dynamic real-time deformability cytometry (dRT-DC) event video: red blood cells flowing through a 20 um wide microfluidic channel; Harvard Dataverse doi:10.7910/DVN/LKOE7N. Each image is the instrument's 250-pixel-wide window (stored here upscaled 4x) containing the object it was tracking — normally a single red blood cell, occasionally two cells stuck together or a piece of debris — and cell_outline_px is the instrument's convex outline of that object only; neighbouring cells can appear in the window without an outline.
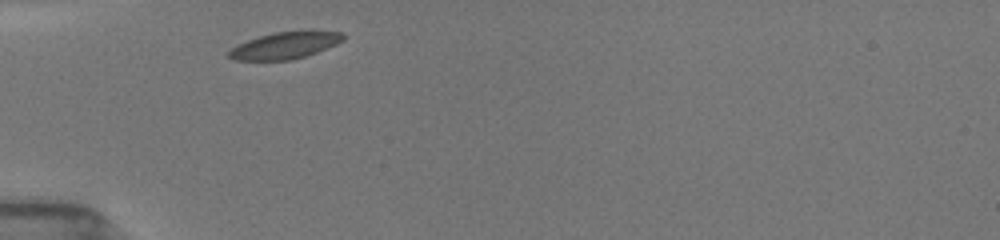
{"species": "common noctule bat (a hibernating species)", "species_latin": "Nyctalus noctula", "temperature_condition": "room temperature", "stored_images_in_passage": 2, "camera_frame_rate_fps": 3000, "um_per_image_px": 0.085, "animal": {"sex": "female", "body_mass_g": 19.5, "forearm_length_mm": 54.1}, "frame": {"image": 1, "passage_image": 1, "time_ms": 0.0, "image_size_px": [1000, 240], "cell_outline_px": [[344, 40], [336, 44], [316, 52], [292, 60], [232, 60], [228, 56], [228, 52], [236, 44], [260, 36], [276, 32], [300, 28], [308, 28], [344, 32]], "centroid_in_image_um": [24.29, 3.81], "position_along_channel_um": 60.7, "area_um2": 18.5}}
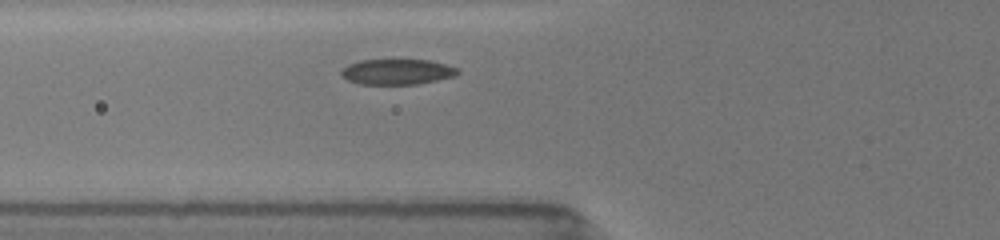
{"frame": {"image": 2, "passage_image": 2, "time_ms": 1.0, "image_size_px": [1000, 240], "cell_outline_px": [[460, 72], [456, 76], [416, 84], [360, 84], [348, 80], [340, 76], [340, 68], [348, 64], [360, 60], [432, 60], [448, 64], [456, 68]], "centroid_in_image_um": [33.73, 6.09], "position_along_channel_um": 92.1, "area_um2": 17.46}}